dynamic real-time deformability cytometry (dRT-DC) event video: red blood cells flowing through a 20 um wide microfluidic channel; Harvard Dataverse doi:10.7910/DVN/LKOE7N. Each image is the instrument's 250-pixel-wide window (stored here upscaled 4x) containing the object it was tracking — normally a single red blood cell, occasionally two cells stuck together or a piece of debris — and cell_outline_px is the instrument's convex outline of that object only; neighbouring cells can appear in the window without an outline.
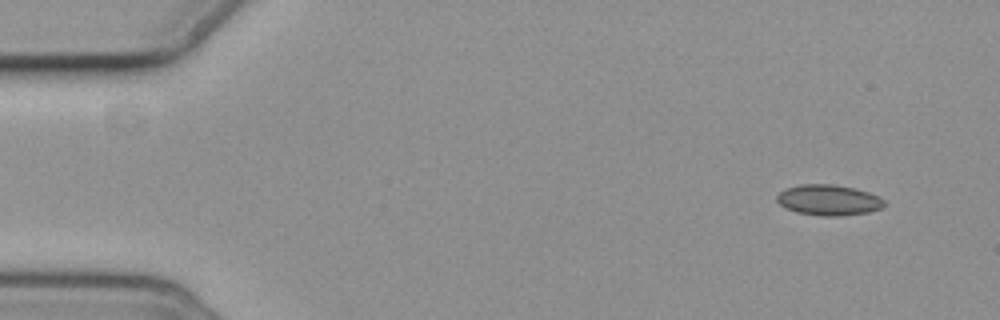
{"species": "common noctule bat (a hibernating species)", "species_latin": "Nyctalus noctula", "temperature_condition": "cold", "stored_images_in_passage": 6, "camera_frame_rate_fps": 3000, "um_per_image_px": 0.085, "animal": {"sex": "female", "body_mass_g": 19.3, "forearm_length_mm": 54.1}, "frame": {"image": 1, "passage_image": 2, "time_ms": 1.333, "image_size_px": [1000, 320], "cell_outline_px": [[884, 204], [880, 208], [868, 212], [840, 216], [824, 216], [796, 212], [780, 204], [776, 200], [776, 196], [784, 188], [800, 184], [832, 184], [852, 188], [868, 192], [880, 196], [884, 200]], "centroid_in_image_um": [70.41, 17.0], "position_along_channel_um": 14.6, "area_um2": 19.07}}
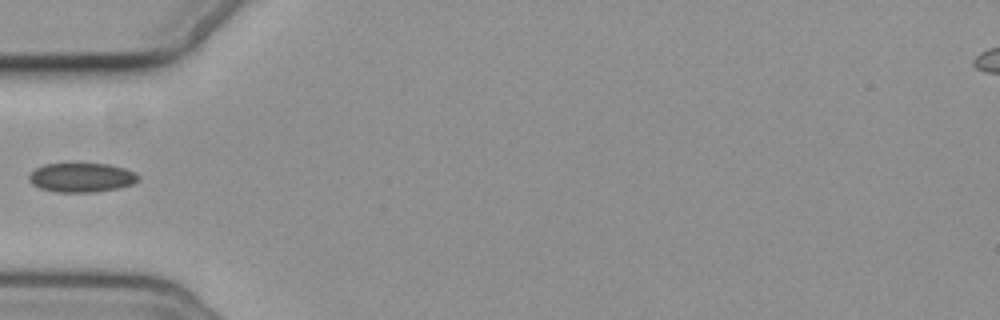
{"frame": {"image": 2, "passage_image": 6, "time_ms": 6.333, "image_size_px": [1000, 320], "cell_outline_px": [[140, 180], [132, 184], [116, 188], [96, 192], [56, 192], [40, 188], [32, 184], [28, 180], [28, 176], [36, 168], [44, 164], [76, 160], [108, 164], [124, 168], [136, 172], [140, 176]], "centroid_in_image_um": [6.92, 15.03], "position_along_channel_um": 78.1, "area_um2": 19.54}}